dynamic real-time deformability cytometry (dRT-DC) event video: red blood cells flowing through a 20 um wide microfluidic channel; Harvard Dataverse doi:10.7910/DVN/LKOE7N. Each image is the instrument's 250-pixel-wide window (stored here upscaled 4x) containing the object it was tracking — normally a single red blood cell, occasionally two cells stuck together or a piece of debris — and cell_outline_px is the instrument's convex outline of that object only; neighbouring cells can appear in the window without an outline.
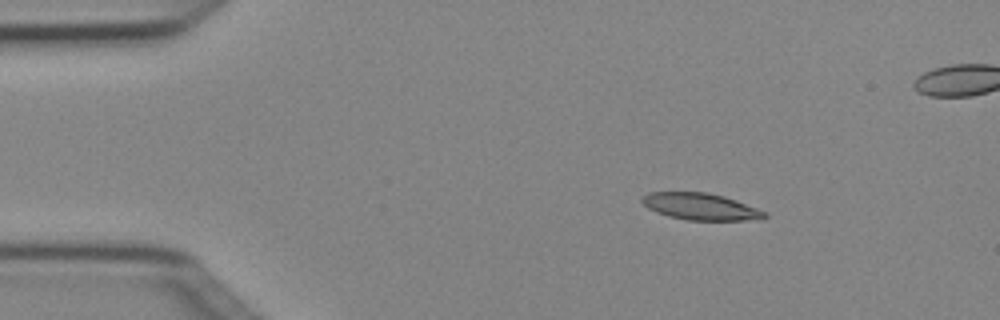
{"species": "Egyptian fruit bat (a non-hibernating species)", "species_latin": "Rousettus aegyptiacus", "temperature_condition": "cold", "stored_images_in_passage": 6, "camera_frame_rate_fps": 3000, "um_per_image_px": 0.085, "animal": {"sex": "female"}, "frame": {"image": 1, "passage_image": 3, "time_ms": 0.667, "image_size_px": [1000, 320], "cell_outline_px": [[768, 216], [764, 220], [688, 220], [668, 216], [656, 212], [648, 208], [640, 200], [648, 192], [708, 192], [724, 196], [736, 200], [768, 212]], "centroid_in_image_um": [59.61, 17.56], "position_along_channel_um": 25.4, "area_um2": 19.31}}